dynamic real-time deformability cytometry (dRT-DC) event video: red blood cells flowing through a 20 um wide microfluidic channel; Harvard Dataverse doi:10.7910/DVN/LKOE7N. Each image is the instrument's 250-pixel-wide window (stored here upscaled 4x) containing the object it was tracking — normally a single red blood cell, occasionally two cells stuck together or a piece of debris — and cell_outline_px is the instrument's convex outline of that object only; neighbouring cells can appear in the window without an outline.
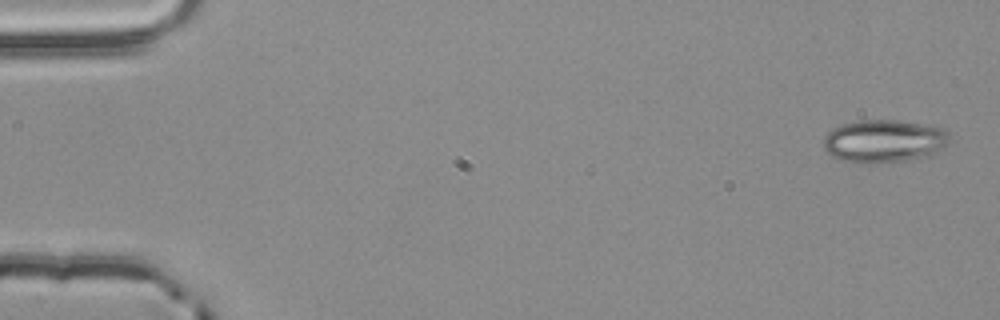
{"species": "common noctule bat (a hibernating species)", "species_latin": "Nyctalus noctula", "temperature_condition": "room temperature", "stored_images_in_passage": 4, "camera_frame_rate_fps": 3000, "um_per_image_px": 0.085, "animal": {"sex": "male", "body_mass_g": 20.4}, "frame": {"image": 1, "passage_image": 1, "time_ms": 0.0, "image_size_px": [1000, 320], "cell_outline_px": [[952, 140], [928, 156], [904, 160], [840, 160], [832, 156], [824, 148], [824, 136], [832, 128], [844, 124], [860, 120], [896, 120], [944, 128], [952, 136]], "centroid_in_image_um": [75.17, 11.94], "position_along_channel_um": 9.8, "area_um2": 30.46}}